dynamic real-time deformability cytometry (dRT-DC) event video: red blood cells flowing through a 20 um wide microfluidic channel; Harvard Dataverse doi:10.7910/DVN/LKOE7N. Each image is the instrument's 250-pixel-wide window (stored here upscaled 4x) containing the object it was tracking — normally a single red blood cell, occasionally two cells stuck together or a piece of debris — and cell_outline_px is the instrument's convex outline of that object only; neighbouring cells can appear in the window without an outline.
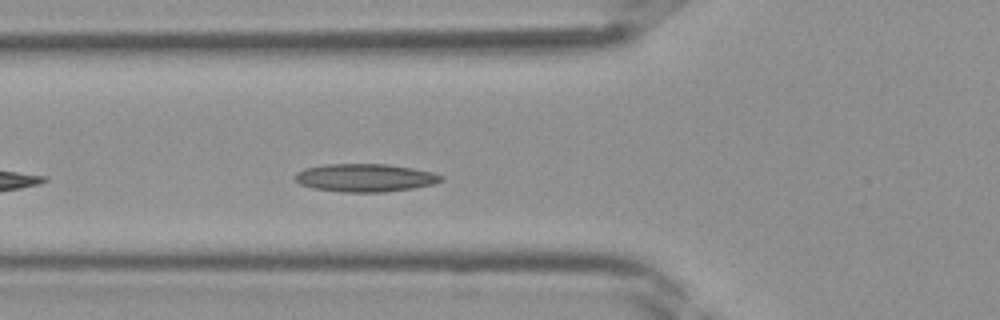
{"species": "Egyptian fruit bat (a non-hibernating species)", "species_latin": "Rousettus aegyptiacus", "temperature_condition": "room temperature", "stored_images_in_passage": 12, "camera_frame_rate_fps": 3000, "um_per_image_px": 0.085, "frame": {"image": 1, "passage_image": 4, "time_ms": 1.0, "image_size_px": [1000, 320], "cell_outline_px": [[444, 180], [436, 184], [412, 188], [384, 192], [344, 192], [312, 188], [300, 184], [296, 180], [296, 172], [304, 168], [324, 164], [388, 164], [412, 168], [432, 172], [444, 176]], "centroid_in_image_um": [31.06, 15.11], "position_along_channel_um": 94.7, "area_um2": 23.93}}
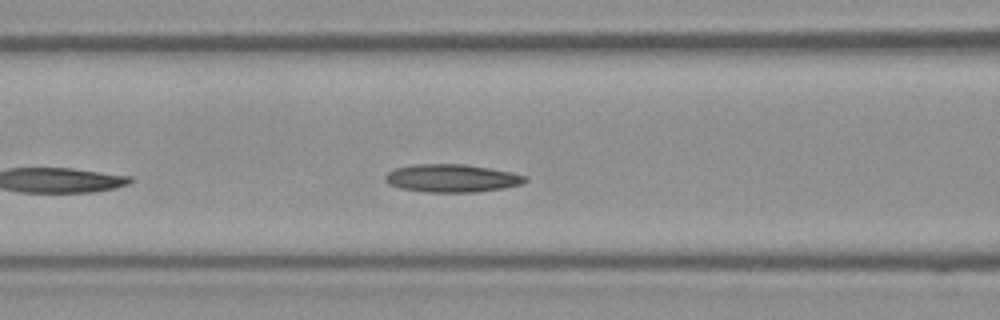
{"frame": {"image": 2, "passage_image": 6, "time_ms": 1.667, "image_size_px": [1000, 320], "cell_outline_px": [[528, 180], [524, 184], [476, 192], [424, 192], [400, 188], [388, 184], [384, 180], [384, 176], [388, 172], [396, 168], [412, 164], [464, 164], [512, 172], [524, 176]], "centroid_in_image_um": [38.37, 15.15], "position_along_channel_um": 128.2, "area_um2": 22.77}}